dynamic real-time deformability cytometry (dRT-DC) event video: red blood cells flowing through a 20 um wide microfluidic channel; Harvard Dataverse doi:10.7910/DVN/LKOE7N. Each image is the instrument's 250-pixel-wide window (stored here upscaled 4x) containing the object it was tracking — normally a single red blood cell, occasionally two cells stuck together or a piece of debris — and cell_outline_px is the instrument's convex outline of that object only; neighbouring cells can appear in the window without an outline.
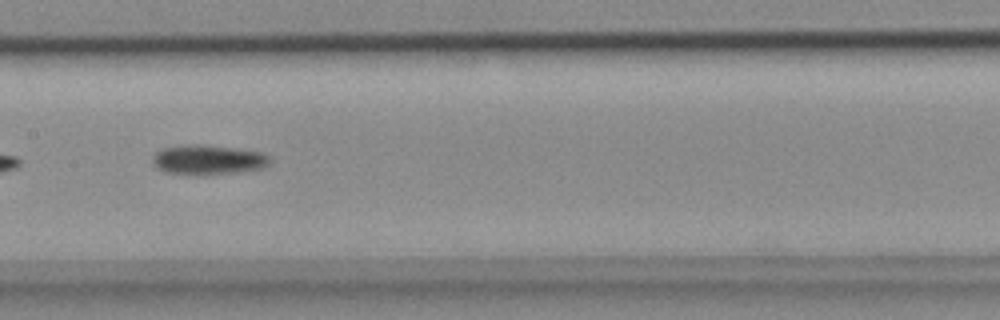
{"species": "common noctule bat (a hibernating species)", "species_latin": "Nyctalus noctula", "temperature_condition": "cold", "stored_images_in_passage": 21, "camera_frame_rate_fps": 3000, "um_per_image_px": 0.085, "animal": {"sex": "female", "body_mass_g": 18.4}, "frame": {"image": 1, "passage_image": 12, "time_ms": 3.667, "image_size_px": [1000, 320], "cell_outline_px": [[272, 160], [268, 164], [260, 168], [232, 172], [164, 172], [152, 160], [152, 156], [160, 148], [184, 144], [204, 144], [236, 148], [264, 152], [272, 156]], "centroid_in_image_um": [17.73, 13.5], "position_along_channel_um": 189.7, "area_um2": 19.65}}
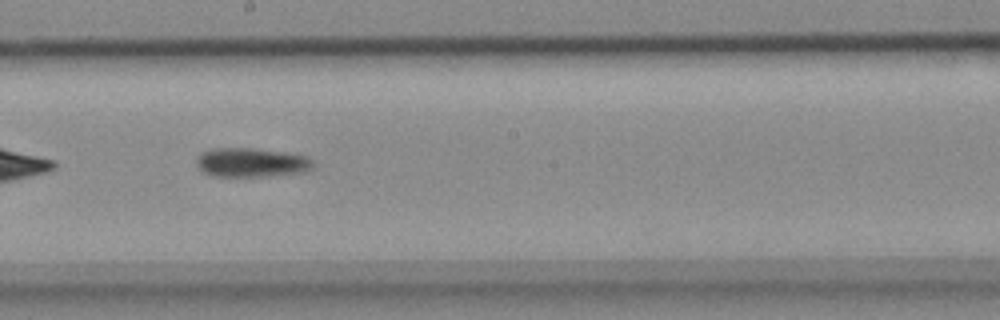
{"frame": {"image": 2, "passage_image": 15, "time_ms": 4.667, "image_size_px": [1000, 320], "cell_outline_px": [[316, 164], [308, 172], [268, 176], [216, 176], [204, 172], [196, 164], [196, 160], [200, 152], [212, 148], [252, 148], [284, 152], [308, 156]], "centroid_in_image_um": [21.41, 13.81], "position_along_channel_um": 226.8, "area_um2": 20.0}}